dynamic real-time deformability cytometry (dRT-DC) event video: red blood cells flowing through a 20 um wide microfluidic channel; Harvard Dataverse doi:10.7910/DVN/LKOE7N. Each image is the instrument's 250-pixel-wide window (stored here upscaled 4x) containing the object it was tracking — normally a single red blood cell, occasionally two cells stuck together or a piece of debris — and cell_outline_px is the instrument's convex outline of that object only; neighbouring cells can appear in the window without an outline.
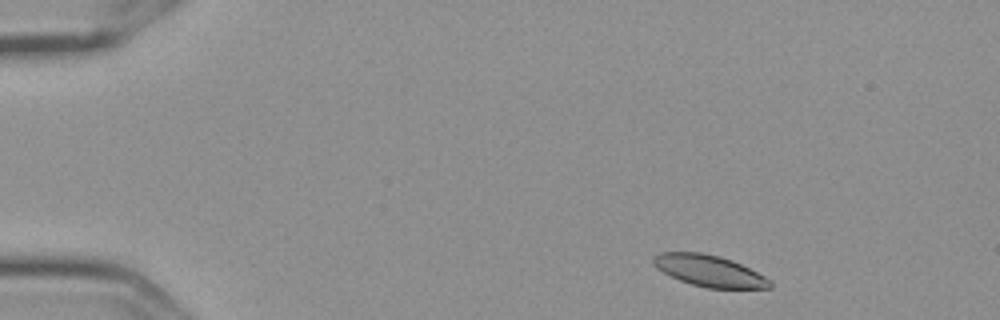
{"species": "Egyptian fruit bat (a non-hibernating species)", "species_latin": "Rousettus aegyptiacus", "temperature_condition": "cold", "stored_images_in_passage": 5, "camera_frame_rate_fps": 3000, "um_per_image_px": 0.085, "frame": {"image": 1, "passage_image": 1, "time_ms": 0.0, "image_size_px": [1000, 320], "cell_outline_px": [[772, 288], [708, 288], [692, 284], [680, 280], [656, 268], [652, 264], [652, 256], [660, 252], [700, 252], [720, 256], [732, 260], [772, 280]], "centroid_in_image_um": [60.27, 23.01], "position_along_channel_um": 24.7, "area_um2": 21.27}}
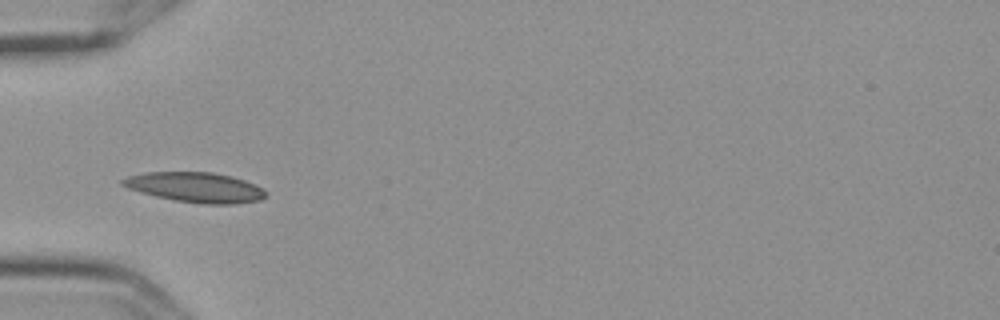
{"frame": {"image": 2, "passage_image": 4, "time_ms": 1.0, "image_size_px": [1000, 320], "cell_outline_px": [[268, 192], [260, 200], [232, 204], [200, 204], [176, 200], [156, 196], [140, 192], [128, 188], [120, 184], [120, 180], [128, 176], [144, 172], [212, 172], [232, 176], [256, 184], [264, 188]], "centroid_in_image_um": [16.62, 15.92], "position_along_channel_um": 68.4, "area_um2": 25.14}}
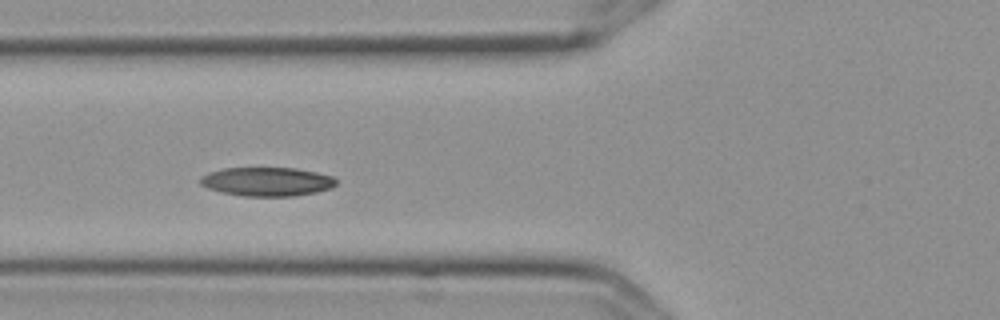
{"frame": {"image": 3, "passage_image": 5, "time_ms": 1.333, "image_size_px": [1000, 320], "cell_outline_px": [[336, 184], [332, 188], [316, 192], [292, 196], [244, 196], [220, 192], [208, 188], [200, 184], [200, 176], [208, 172], [224, 168], [296, 168], [316, 172], [332, 176], [336, 180]], "centroid_in_image_um": [22.67, 15.44], "position_along_channel_um": 103.1, "area_um2": 22.89}}